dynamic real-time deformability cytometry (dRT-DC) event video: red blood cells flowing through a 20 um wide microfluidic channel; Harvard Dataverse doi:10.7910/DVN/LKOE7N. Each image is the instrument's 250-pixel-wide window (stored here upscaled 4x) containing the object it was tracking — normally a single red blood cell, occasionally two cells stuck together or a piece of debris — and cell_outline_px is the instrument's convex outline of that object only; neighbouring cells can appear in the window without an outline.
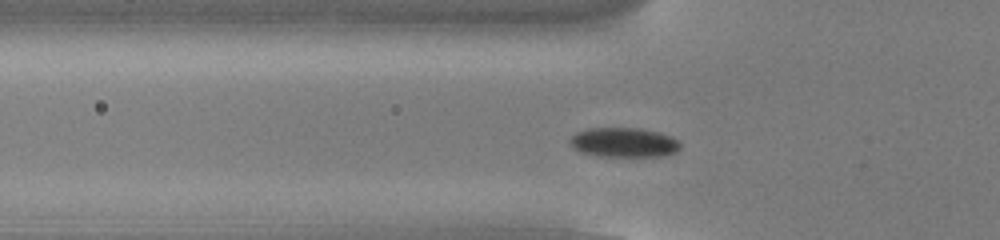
{"species": "common noctule bat (a hibernating species)", "species_latin": "Nyctalus noctula", "temperature_condition": "cold", "stored_images_in_passage": 48, "camera_frame_rate_fps": 3000, "um_per_image_px": 0.085, "animal": {"sex": "male", "body_mass_g": 13.0, "forearm_length_mm": 53.1}, "frame": {"image": 1, "passage_image": 12, "time_ms": 3.667, "image_size_px": [1000, 240], "cell_outline_px": [[680, 148], [676, 152], [664, 156], [600, 156], [580, 152], [572, 148], [568, 140], [576, 132], [588, 128], [640, 128], [660, 132], [672, 136], [680, 144]], "centroid_in_image_um": [53.01, 12.1], "position_along_channel_um": 72.8, "area_um2": 19.19}}
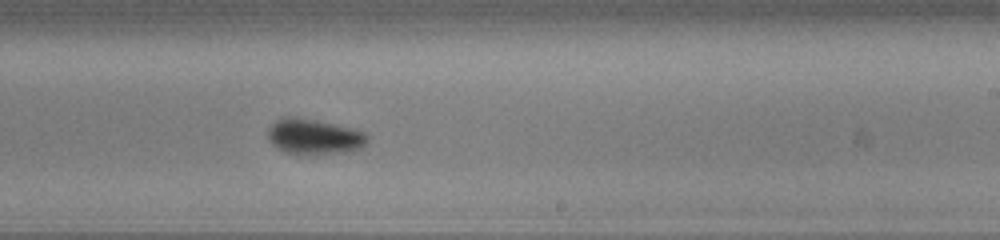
{"frame": {"image": 2, "passage_image": 27, "time_ms": 8.667, "image_size_px": [1000, 240], "cell_outline_px": [[368, 144], [360, 148], [348, 152], [308, 156], [296, 156], [284, 152], [276, 148], [268, 140], [268, 128], [276, 120], [284, 116], [292, 116], [316, 120], [352, 128], [364, 132], [368, 136]], "centroid_in_image_um": [26.68, 11.65], "position_along_channel_um": 262.3, "area_um2": 21.27}}
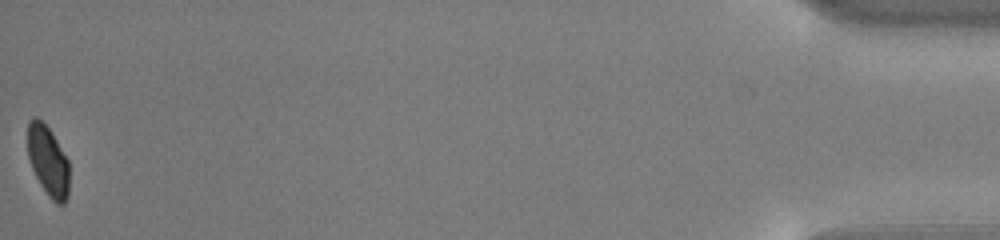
{"frame": {"image": 3, "passage_image": 48, "time_ms": 15.667, "image_size_px": [1000, 240], "cell_outline_px": [[68, 196], [64, 204], [56, 204], [48, 196], [40, 184], [32, 168], [28, 156], [28, 120], [32, 116], [36, 116], [52, 132], [68, 160]], "centroid_in_image_um": [4.08, 13.68], "position_along_channel_um": 431.1, "area_um2": 16.99}, "authors_computed_cell_mechanics": {"area_um2": 19.2185, "velocity_mm_per_s": 3.798, "shape_relaxation_time_tau1_ms": 2.0286, "shape_relaxation_time_tau2_ms": 5.687, "deformation_change_tau1": 0.0861, "deformation_change_tau2": 0.0589}}